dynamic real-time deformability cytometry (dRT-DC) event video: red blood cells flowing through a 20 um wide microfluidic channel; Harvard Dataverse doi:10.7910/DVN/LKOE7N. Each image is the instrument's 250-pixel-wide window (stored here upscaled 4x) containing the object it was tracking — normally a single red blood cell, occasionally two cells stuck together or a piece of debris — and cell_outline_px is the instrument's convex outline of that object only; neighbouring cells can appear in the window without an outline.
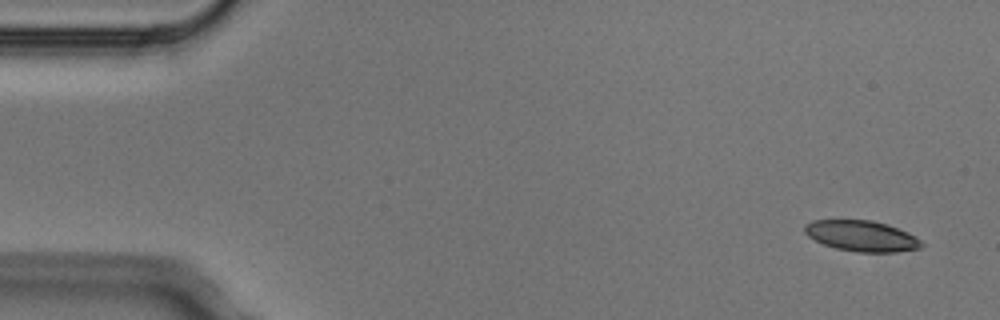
{"species": "Egyptian fruit bat (a non-hibernating species)", "species_latin": "Rousettus aegyptiacus", "temperature_condition": "cold", "stored_images_in_passage": 8, "camera_frame_rate_fps": 3000, "um_per_image_px": 0.085, "animal": {"sex": "male"}, "frame": {"image": 1, "passage_image": 1, "time_ms": 0.0, "image_size_px": [1000, 320], "cell_outline_px": [[924, 244], [920, 248], [896, 252], [856, 252], [836, 248], [824, 244], [808, 236], [804, 232], [804, 224], [812, 220], [872, 220], [896, 228], [920, 240]], "centroid_in_image_um": [73.18, 20.06], "position_along_channel_um": 11.8, "area_um2": 20.63}}
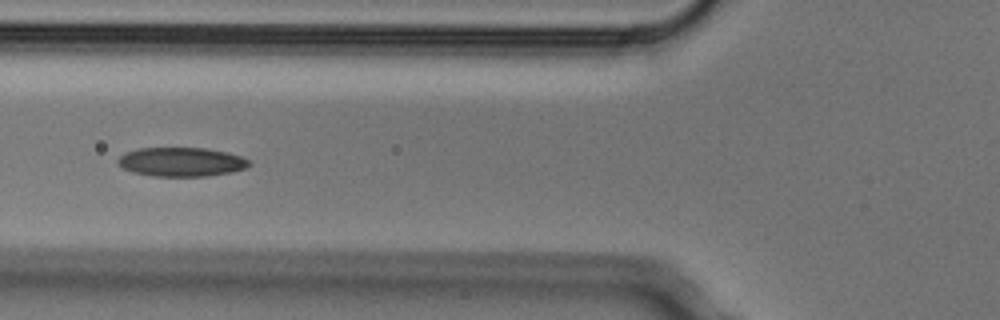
{"frame": {"image": 2, "passage_image": 5, "time_ms": 1.333, "image_size_px": [1000, 320], "cell_outline_px": [[252, 164], [244, 168], [232, 172], [208, 176], [152, 176], [132, 172], [116, 164], [116, 160], [124, 152], [136, 148], [204, 148], [228, 152], [240, 156], [248, 160]], "centroid_in_image_um": [15.37, 13.76], "position_along_channel_um": 110.4, "area_um2": 22.37}}
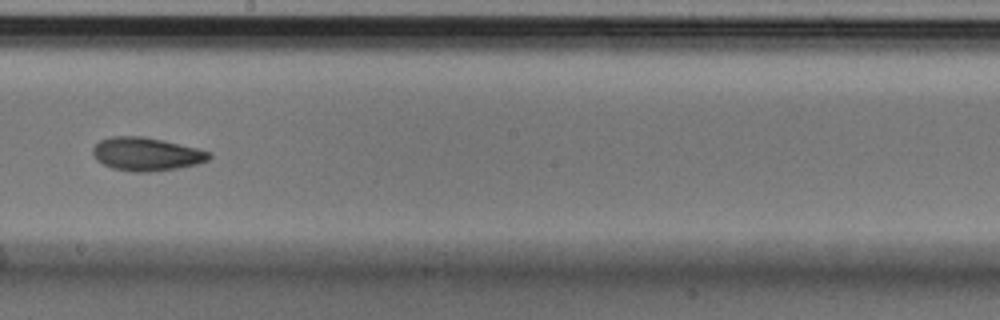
{"frame": {"image": 3, "passage_image": 8, "time_ms": 2.333, "image_size_px": [1000, 320], "cell_outline_px": [[212, 156], [208, 160], [196, 164], [176, 168], [148, 172], [132, 172], [112, 168], [96, 160], [92, 152], [92, 148], [100, 140], [112, 136], [144, 136], [164, 140], [212, 152]], "centroid_in_image_um": [12.43, 13.09], "position_along_channel_um": 235.8, "area_um2": 22.6}}